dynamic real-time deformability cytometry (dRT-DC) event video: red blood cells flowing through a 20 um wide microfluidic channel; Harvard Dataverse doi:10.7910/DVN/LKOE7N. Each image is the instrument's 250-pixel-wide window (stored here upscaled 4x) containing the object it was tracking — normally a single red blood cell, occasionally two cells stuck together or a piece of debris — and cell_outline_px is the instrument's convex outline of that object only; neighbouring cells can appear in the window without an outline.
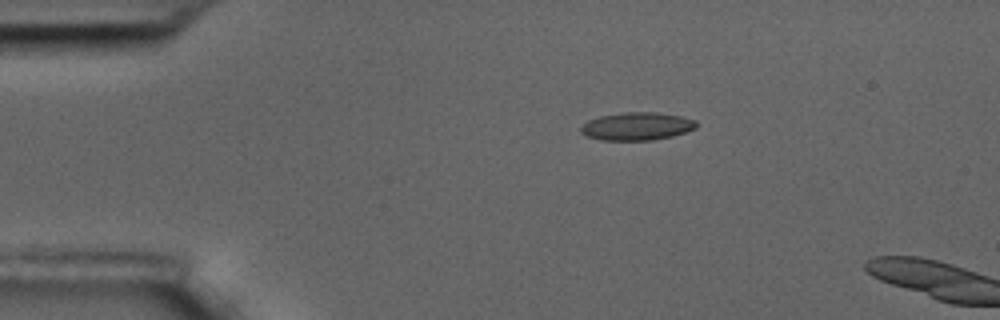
{"species": "common noctule bat (a hibernating species)", "species_latin": "Nyctalus noctula", "temperature_condition": "room temperature", "stored_images_in_passage": 3, "camera_frame_rate_fps": 3000, "um_per_image_px": 0.085, "animal": {"sex": "male", "body_mass_g": 17.5, "forearm_length_mm": 52.3}, "frame": {"image": 1, "passage_image": 1, "time_ms": 0.0, "image_size_px": [1000, 320], "cell_outline_px": [[696, 128], [672, 136], [652, 140], [600, 140], [584, 136], [580, 132], [580, 128], [588, 120], [600, 116], [624, 112], [656, 112], [680, 116], [696, 120]], "centroid_in_image_um": [54.1, 10.73], "position_along_channel_um": 30.9, "area_um2": 18.79}}